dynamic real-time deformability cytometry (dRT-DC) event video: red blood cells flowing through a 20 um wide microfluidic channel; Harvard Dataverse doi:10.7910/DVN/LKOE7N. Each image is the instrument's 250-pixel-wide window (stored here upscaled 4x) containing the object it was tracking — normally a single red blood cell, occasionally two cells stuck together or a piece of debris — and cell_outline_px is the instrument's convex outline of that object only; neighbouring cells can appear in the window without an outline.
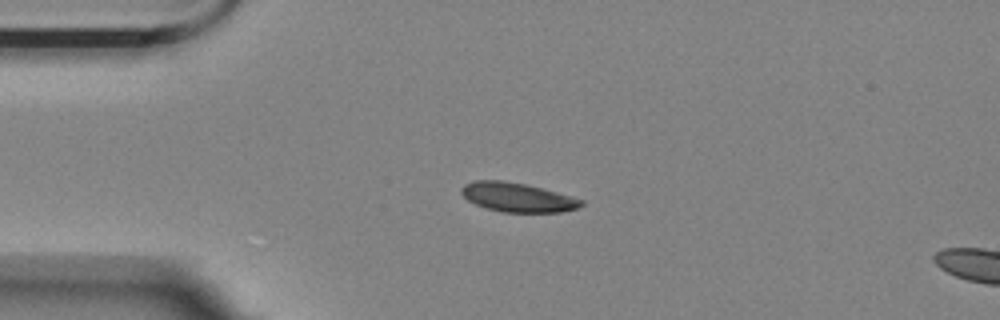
{"species": "Egyptian fruit bat (a non-hibernating species)", "species_latin": "Rousettus aegyptiacus", "temperature_condition": "room temperature", "stored_images_in_passage": 3, "camera_frame_rate_fps": 3000, "um_per_image_px": 0.085, "animal": {"sex": "female"}, "frame": {"image": 1, "passage_image": 1, "time_ms": 0.0, "image_size_px": [1000, 320], "cell_outline_px": [[584, 204], [580, 208], [560, 212], [504, 212], [488, 208], [476, 204], [468, 200], [460, 192], [460, 188], [464, 184], [476, 180], [504, 180], [544, 188], [572, 196], [584, 200]], "centroid_in_image_um": [44.02, 16.76], "position_along_channel_um": 41.0, "area_um2": 20.46}}